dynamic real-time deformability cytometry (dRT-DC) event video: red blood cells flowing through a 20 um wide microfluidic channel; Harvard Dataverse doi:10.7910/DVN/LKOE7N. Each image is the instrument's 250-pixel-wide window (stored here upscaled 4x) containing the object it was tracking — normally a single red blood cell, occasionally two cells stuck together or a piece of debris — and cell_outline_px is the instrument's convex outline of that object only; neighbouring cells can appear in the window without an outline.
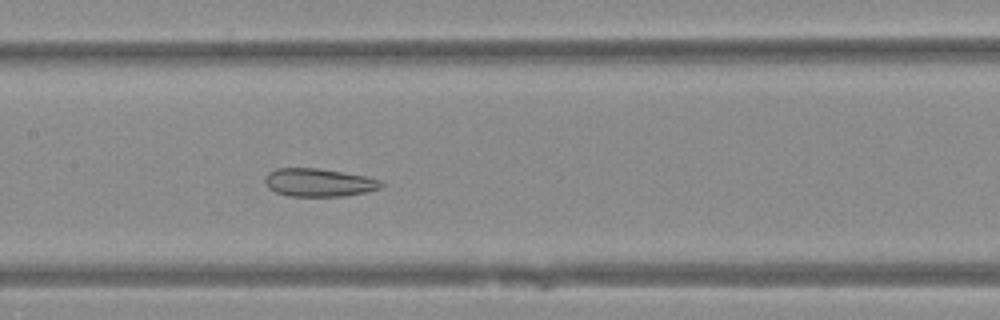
{"species": "Egyptian fruit bat (a non-hibernating species)", "species_latin": "Rousettus aegyptiacus", "temperature_condition": "warm", "stored_images_in_passage": 37, "camera_frame_rate_fps": 3000, "um_per_image_px": 0.085, "animal": {"sex": "female"}, "frame": {"image": 1, "passage_image": 19, "time_ms": 6.0, "image_size_px": [1000, 320], "cell_outline_px": [[384, 184], [380, 188], [368, 192], [344, 196], [288, 196], [276, 192], [268, 188], [264, 180], [264, 176], [268, 172], [276, 168], [316, 168], [364, 176], [380, 180]], "centroid_in_image_um": [27.06, 15.52], "position_along_channel_um": 180.3, "area_um2": 19.02}}
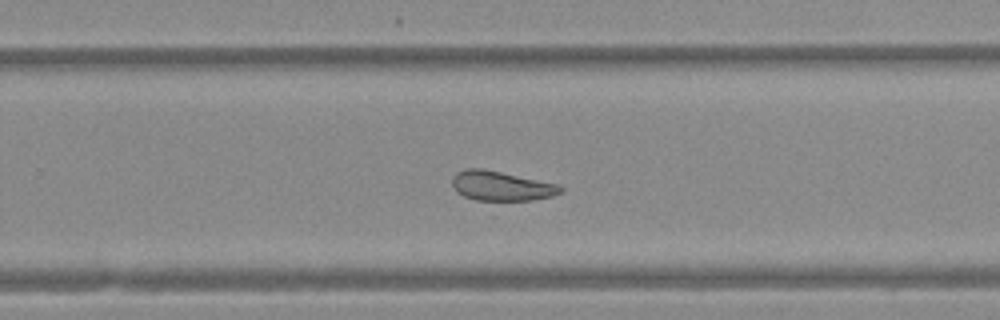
{"frame": {"image": 2, "passage_image": 27, "time_ms": 8.667, "image_size_px": [1000, 320], "cell_outline_px": [[564, 188], [560, 192], [552, 196], [532, 200], [476, 200], [464, 196], [456, 192], [452, 188], [452, 176], [456, 172], [464, 168], [480, 168], [560, 184]], "centroid_in_image_um": [42.57, 15.8], "position_along_channel_um": 287.2, "area_um2": 18.73}}
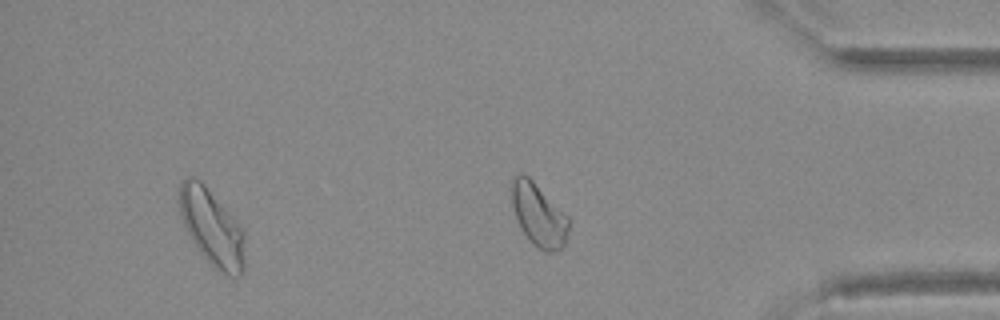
{"frame": {"image": 3, "passage_image": 36, "time_ms": 11.667, "image_size_px": [1000, 320], "cell_outline_px": [[244, 272], [240, 276], [228, 276], [216, 268], [196, 248], [180, 216], [176, 196], [180, 184], [188, 176], [200, 180], [244, 232]], "centroid_in_image_um": [17.96, 19.34], "position_along_channel_um": 417.2, "area_um2": 28.67}}